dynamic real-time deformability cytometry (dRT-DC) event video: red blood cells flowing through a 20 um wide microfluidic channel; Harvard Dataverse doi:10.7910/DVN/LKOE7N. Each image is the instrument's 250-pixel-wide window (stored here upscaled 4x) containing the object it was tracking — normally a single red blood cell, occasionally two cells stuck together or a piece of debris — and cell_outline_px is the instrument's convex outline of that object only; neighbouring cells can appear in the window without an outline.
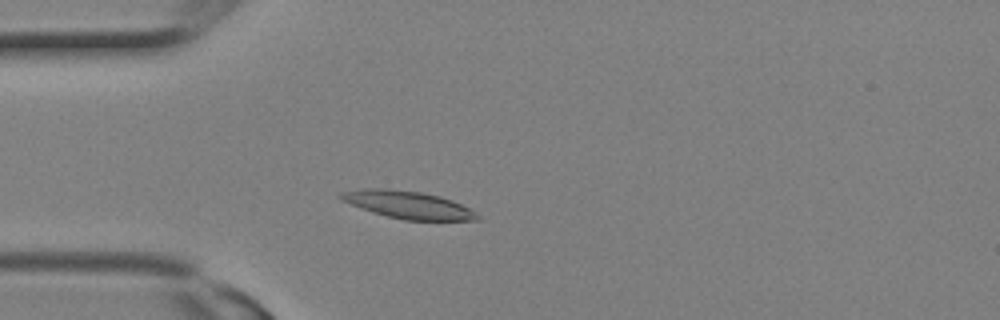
{"species": "Egyptian fruit bat (a non-hibernating species)", "species_latin": "Rousettus aegyptiacus", "temperature_condition": "room temperature", "stored_images_in_passage": 2, "camera_frame_rate_fps": 3000, "um_per_image_px": 0.085, "animal": {"sex": "female"}, "frame": {"image": 1, "passage_image": 2, "time_ms": 0.333, "image_size_px": [1000, 320], "cell_outline_px": [[480, 220], [404, 220], [372, 212], [340, 200], [336, 196], [340, 192], [360, 188], [388, 188], [420, 192], [440, 196], [452, 200], [476, 212], [480, 216]], "centroid_in_image_um": [34.63, 17.39], "position_along_channel_um": 50.4, "area_um2": 21.96}}